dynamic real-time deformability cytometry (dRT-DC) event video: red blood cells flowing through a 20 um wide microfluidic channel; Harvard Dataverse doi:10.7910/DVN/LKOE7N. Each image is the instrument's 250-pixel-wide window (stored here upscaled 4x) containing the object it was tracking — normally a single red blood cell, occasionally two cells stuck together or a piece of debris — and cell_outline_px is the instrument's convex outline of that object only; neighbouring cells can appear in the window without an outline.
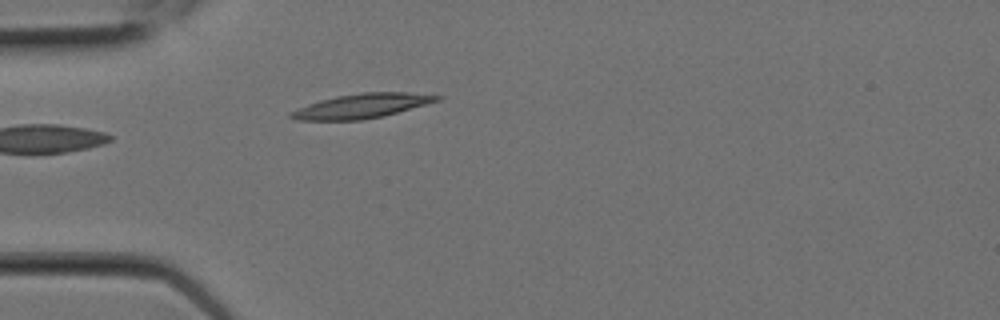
{"species": "Egyptian fruit bat (a non-hibernating species)", "species_latin": "Rousettus aegyptiacus", "temperature_condition": "room temperature", "stored_images_in_passage": 7, "camera_frame_rate_fps": 3000, "um_per_image_px": 0.085, "animal": {"sex": "female"}, "frame": {"image": 1, "passage_image": 7, "time_ms": 2.0, "image_size_px": [1000, 320], "cell_outline_px": [[444, 96], [440, 100], [384, 116], [360, 120], [296, 120], [288, 116], [288, 112], [308, 104], [320, 100], [336, 96], [360, 92], [408, 92]], "centroid_in_image_um": [30.74, 9.0], "position_along_channel_um": 54.3, "area_um2": 20.87}}